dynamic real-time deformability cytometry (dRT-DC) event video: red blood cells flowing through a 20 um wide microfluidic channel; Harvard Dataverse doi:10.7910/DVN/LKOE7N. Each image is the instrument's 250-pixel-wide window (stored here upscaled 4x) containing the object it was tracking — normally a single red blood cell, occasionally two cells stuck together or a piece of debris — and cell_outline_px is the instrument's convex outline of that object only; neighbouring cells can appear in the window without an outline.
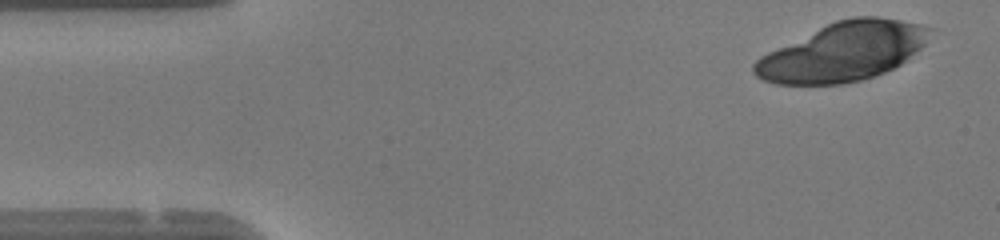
{"species": "human", "species_latin": "Homo sapiens", "temperature_condition": "warm", "stored_images_in_passage": 30, "camera_frame_rate_fps": 3000, "um_per_image_px": 0.085, "donor": {"sex": "female"}, "frame": {"image": 1, "passage_image": 2, "time_ms": 0.333, "image_size_px": [1000, 240], "cell_outline_px": [[936, 28], [924, 44], [908, 60], [884, 72], [860, 80], [844, 84], [776, 84], [764, 80], [756, 76], [752, 72], [752, 64], [760, 56], [768, 52], [836, 20], [856, 16], [876, 16], [900, 20], [920, 24]], "centroid_in_image_um": [71.68, 4.4], "position_along_channel_um": 13.3, "area_um2": 59.77}}